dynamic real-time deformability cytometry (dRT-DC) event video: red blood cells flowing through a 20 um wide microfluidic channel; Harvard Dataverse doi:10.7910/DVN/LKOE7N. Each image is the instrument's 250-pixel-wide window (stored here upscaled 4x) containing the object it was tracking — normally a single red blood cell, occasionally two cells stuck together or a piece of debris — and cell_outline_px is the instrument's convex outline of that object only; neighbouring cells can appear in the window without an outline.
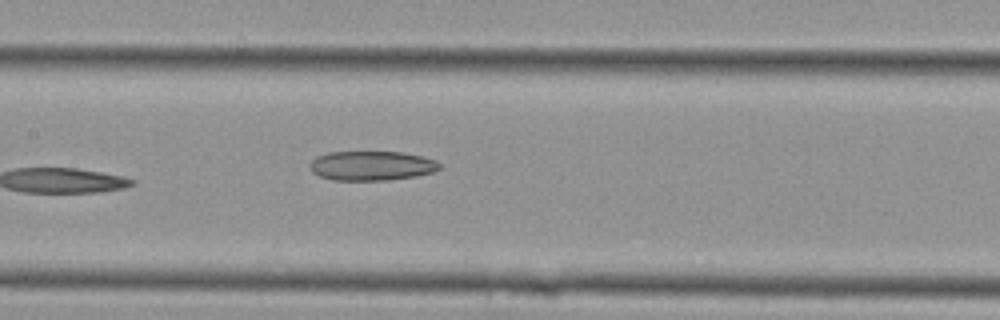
{"species": "Egyptian fruit bat (a non-hibernating species)", "species_latin": "Rousettus aegyptiacus", "temperature_condition": "cold", "stored_images_in_passage": 8, "camera_frame_rate_fps": 3000, "um_per_image_px": 0.085, "animal": {"sex": "female"}, "frame": {"image": 1, "passage_image": 8, "time_ms": 2.333, "image_size_px": [1000, 320], "cell_outline_px": [[440, 168], [432, 172], [416, 176], [388, 180], [336, 180], [320, 176], [312, 172], [308, 164], [316, 156], [328, 152], [404, 152], [436, 160], [440, 164]], "centroid_in_image_um": [31.57, 14.08], "position_along_channel_um": 175.8, "area_um2": 22.25}}